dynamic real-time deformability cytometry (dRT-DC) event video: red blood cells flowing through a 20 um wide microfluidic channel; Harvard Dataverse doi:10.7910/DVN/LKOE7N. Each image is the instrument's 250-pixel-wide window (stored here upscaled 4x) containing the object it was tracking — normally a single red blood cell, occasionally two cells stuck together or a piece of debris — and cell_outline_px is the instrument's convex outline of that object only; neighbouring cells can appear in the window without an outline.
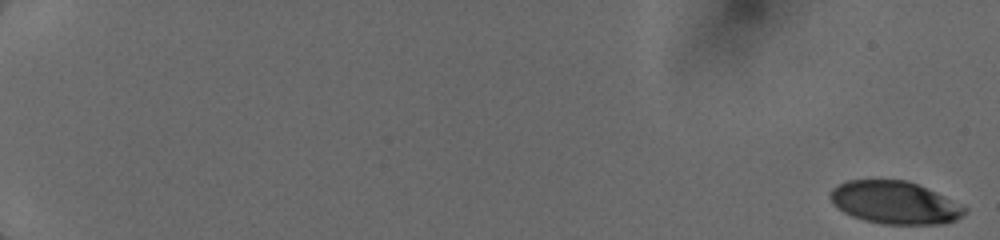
{"species": "human", "species_latin": "Homo sapiens", "temperature_condition": "cold", "stored_images_in_passage": 50, "camera_frame_rate_fps": 3000, "um_per_image_px": 0.085, "donor": {"sex": "female"}, "frame": {"image": 1, "passage_image": 1, "time_ms": 0.0, "image_size_px": [1000, 240], "cell_outline_px": [[968, 208], [956, 220], [944, 224], [880, 224], [864, 220], [852, 216], [844, 212], [832, 204], [828, 196], [832, 188], [848, 180], [908, 180]], "centroid_in_image_um": [76.0, 17.23], "position_along_channel_um": 9.0, "area_um2": 33.18}}
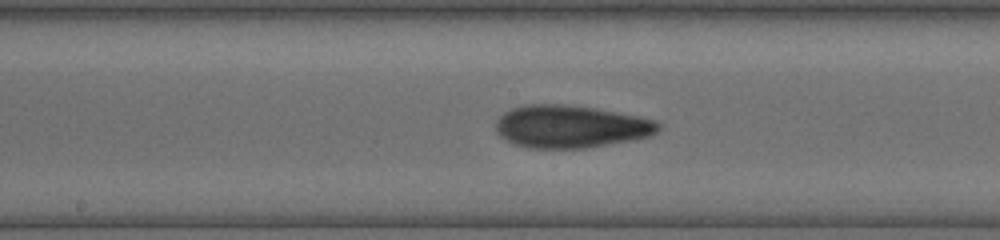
{"frame": {"image": 2, "passage_image": 30, "time_ms": 10.0, "image_size_px": [1000, 240], "cell_outline_px": [[660, 128], [656, 132], [648, 136], [628, 140], [584, 148], [528, 148], [512, 144], [500, 136], [496, 132], [496, 120], [504, 112], [512, 108], [524, 104], [564, 104], [596, 108], [640, 116], [656, 120], [660, 124]], "centroid_in_image_um": [48.46, 10.74], "position_along_channel_um": 199.7, "area_um2": 40.4}}
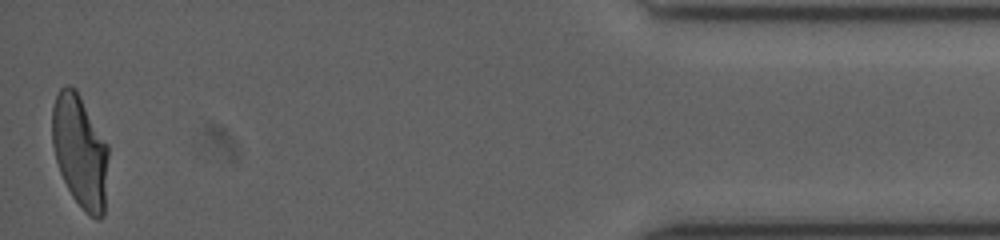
{"frame": {"image": 3, "passage_image": 50, "time_ms": 17.0, "image_size_px": [1000, 240], "cell_outline_px": [[108, 156], [104, 216], [100, 220], [96, 220], [84, 212], [72, 196], [60, 172], [56, 160], [52, 144], [52, 108], [56, 96], [60, 88], [64, 84], [68, 84], [76, 88], [108, 144]], "centroid_in_image_um": [6.81, 12.86], "position_along_channel_um": 428.4, "area_um2": 37.28}}